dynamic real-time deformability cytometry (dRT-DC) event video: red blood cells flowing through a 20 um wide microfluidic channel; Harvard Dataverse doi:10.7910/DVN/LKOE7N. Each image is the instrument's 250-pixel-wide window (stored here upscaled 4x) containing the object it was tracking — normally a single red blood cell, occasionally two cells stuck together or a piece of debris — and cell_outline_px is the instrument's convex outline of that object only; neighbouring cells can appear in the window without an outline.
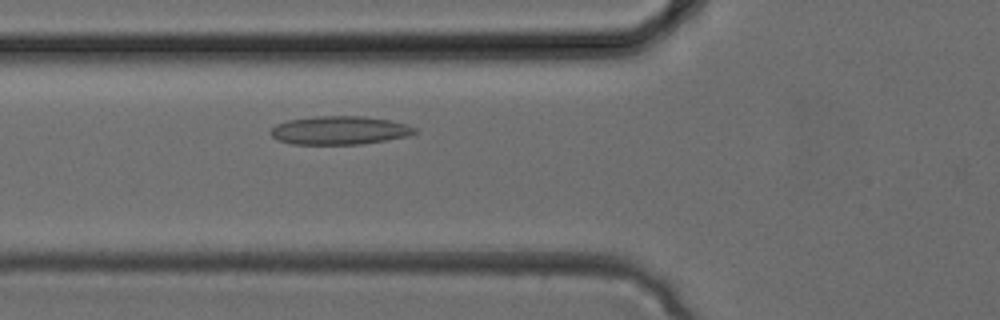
{"species": "common noctule bat (a hibernating species)", "species_latin": "Nyctalus noctula", "temperature_condition": "cold", "stored_images_in_passage": 25, "camera_frame_rate_fps": 3000, "um_per_image_px": 0.085, "animal": {"sex": "female", "body_mass_g": 24.6, "forearm_length_mm": 56.2}, "frame": {"image": 1, "passage_image": 3, "time_ms": 0.667, "image_size_px": [1000, 320], "cell_outline_px": [[420, 132], [408, 136], [360, 144], [292, 144], [276, 140], [268, 132], [276, 124], [288, 120], [312, 116], [364, 116], [388, 120], [408, 124], [416, 128]], "centroid_in_image_um": [28.85, 11.07], "position_along_channel_um": 96.9, "area_um2": 24.04}}
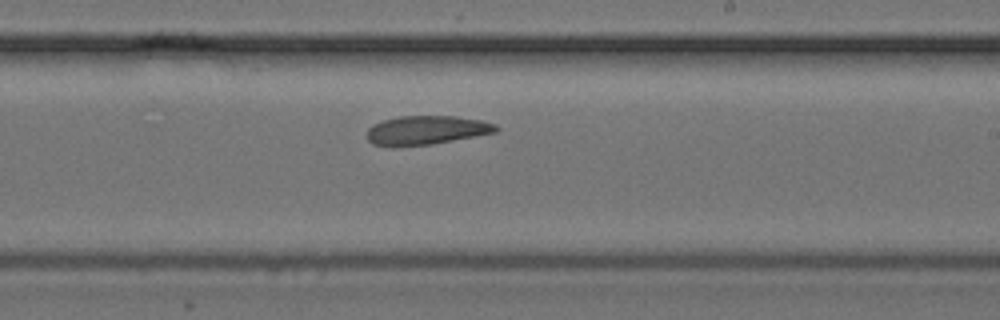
{"frame": {"image": 2, "passage_image": 11, "time_ms": 3.333, "image_size_px": [1000, 320], "cell_outline_px": [[500, 128], [496, 132], [432, 144], [396, 148], [372, 144], [368, 140], [368, 128], [372, 124], [384, 120], [400, 116], [456, 116], [480, 120], [496, 124]], "centroid_in_image_um": [36.21, 11.08], "position_along_channel_um": 252.8, "area_um2": 21.96}}
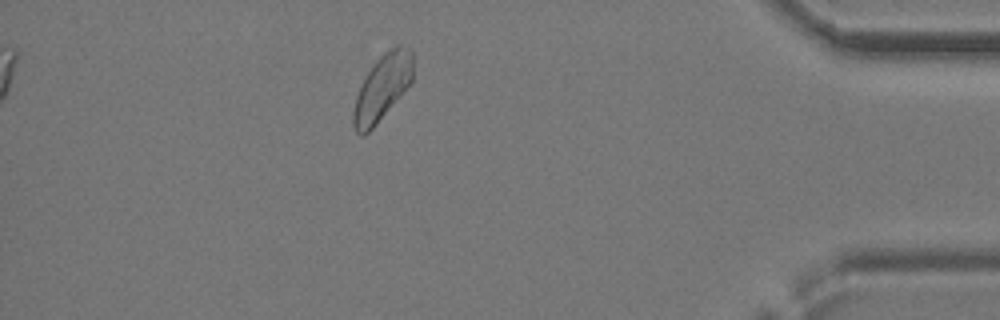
{"frame": {"image": 3, "passage_image": 21, "time_ms": 6.667, "image_size_px": [1000, 320], "cell_outline_px": [[412, 80], [400, 96], [376, 124], [364, 136], [360, 136], [356, 132], [352, 124], [352, 112], [356, 96], [368, 72], [376, 60], [384, 52], [396, 44], [408, 44], [412, 52]], "centroid_in_image_um": [32.49, 7.42], "position_along_channel_um": 402.7, "area_um2": 22.77}}